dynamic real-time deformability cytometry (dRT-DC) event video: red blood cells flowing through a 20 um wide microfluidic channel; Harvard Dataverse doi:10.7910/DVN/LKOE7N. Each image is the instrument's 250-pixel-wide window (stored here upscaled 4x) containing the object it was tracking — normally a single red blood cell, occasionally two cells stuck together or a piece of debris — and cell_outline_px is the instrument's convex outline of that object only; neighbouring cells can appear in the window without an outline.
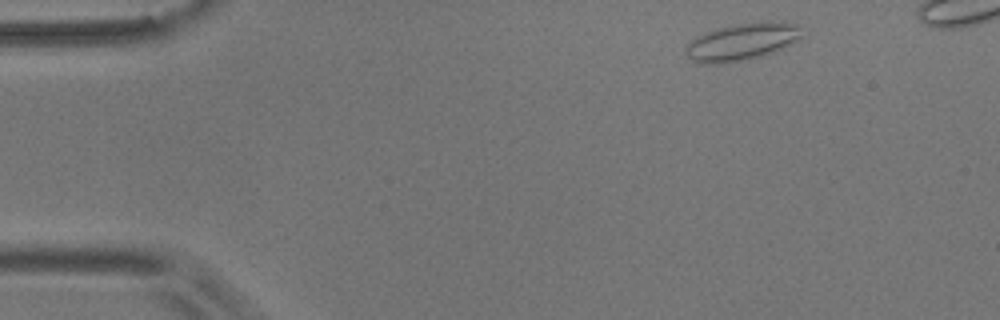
{"species": "common noctule bat (a hibernating species)", "species_latin": "Nyctalus noctula", "temperature_condition": "room temperature", "stored_images_in_passage": 45, "camera_frame_rate_fps": 3000, "um_per_image_px": 0.085, "animal": {"sex": "male", "body_mass_g": 17.9}, "frame": {"image": 1, "passage_image": 1, "time_ms": 0.0, "image_size_px": [1000, 320], "cell_outline_px": [[808, 36], [792, 44], [772, 52], [740, 60], [716, 64], [704, 64], [692, 60], [688, 56], [684, 48], [696, 36], [716, 28], [732, 24], [768, 20], [784, 20], [800, 24]], "centroid_in_image_um": [63.2, 3.49], "position_along_channel_um": 21.8, "area_um2": 25.78}}
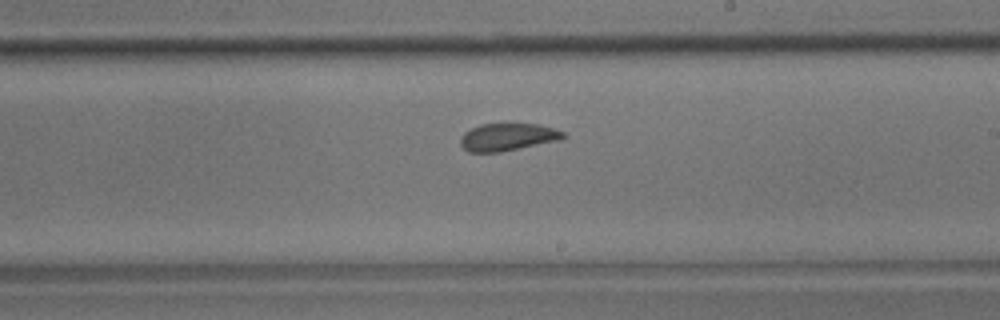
{"frame": {"image": 2, "passage_image": 26, "time_ms": 8.333, "image_size_px": [1000, 320], "cell_outline_px": [[568, 136], [560, 140], [500, 152], [468, 152], [460, 144], [460, 136], [464, 132], [480, 124], [504, 120], [540, 124], [564, 132]], "centroid_in_image_um": [43.15, 11.59], "position_along_channel_um": 245.8, "area_um2": 17.34}}
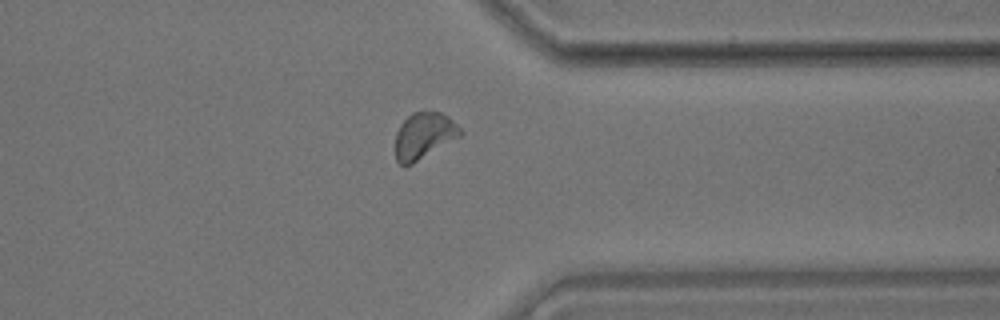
{"frame": {"image": 3, "passage_image": 37, "time_ms": 12.0, "image_size_px": [1000, 320], "cell_outline_px": [[464, 132], [460, 136], [412, 164], [404, 168], [396, 160], [396, 132], [400, 124], [412, 112], [440, 112], [448, 116]], "centroid_in_image_um": [36.01, 11.54], "position_along_channel_um": 375.4, "area_um2": 17.46}, "authors_computed_cell_mechanics": {"area_um2": 17.34, "velocity_mm_per_s": 3.6406, "shape_relaxation_time_tau1_ms": 4.8424, "shape_relaxation_time_tau2_ms": 1.3364, "deformation_change_tau1": 0.0994, "deformation_change_tau2": 0.0767}}